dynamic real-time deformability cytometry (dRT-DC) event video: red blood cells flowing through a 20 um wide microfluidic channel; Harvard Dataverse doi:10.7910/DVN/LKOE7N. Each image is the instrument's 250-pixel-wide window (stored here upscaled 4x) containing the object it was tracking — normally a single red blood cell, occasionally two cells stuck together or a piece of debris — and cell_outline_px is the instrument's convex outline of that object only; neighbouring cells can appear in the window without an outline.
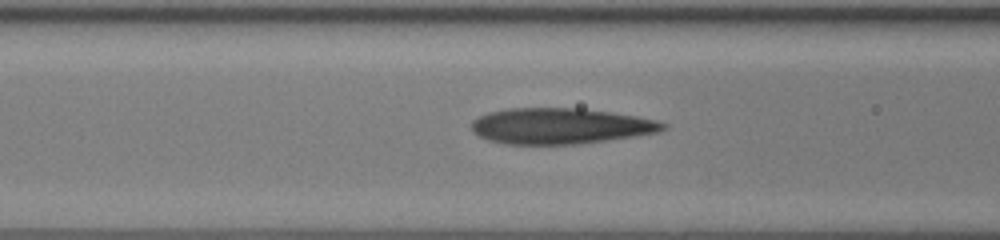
{"species": "human", "species_latin": "Homo sapiens", "temperature_condition": "room temperature", "stored_images_in_passage": 37, "camera_frame_rate_fps": 3000, "um_per_image_px": 0.085, "donor": {"sex": "female"}, "frame": {"image": 1, "passage_image": 6, "time_ms": 1.667, "image_size_px": [1000, 240], "cell_outline_px": [[668, 128], [660, 132], [636, 136], [580, 144], [504, 144], [488, 140], [472, 132], [472, 120], [488, 112], [508, 108], [580, 108], [636, 116], [656, 120], [668, 124]], "centroid_in_image_um": [47.65, 10.71], "position_along_channel_um": 119.0, "area_um2": 40.17}}
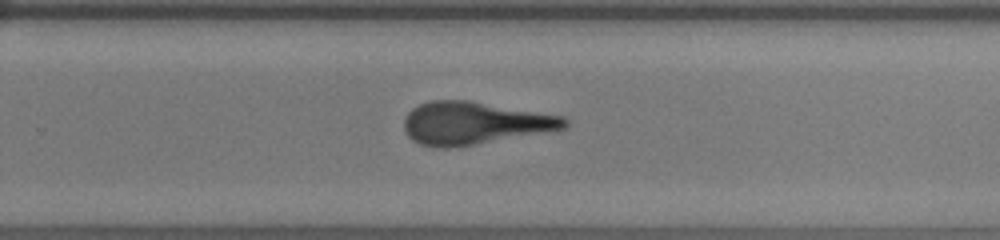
{"frame": {"image": 2, "passage_image": 19, "time_ms": 6.0, "image_size_px": [1000, 240], "cell_outline_px": [[568, 124], [564, 128], [556, 132], [476, 144], [448, 148], [436, 148], [420, 144], [412, 140], [404, 132], [404, 120], [408, 112], [412, 108], [420, 104], [432, 100], [468, 100], [564, 116], [568, 120]], "centroid_in_image_um": [40.36, 10.48], "position_along_channel_um": 289.4, "area_um2": 40.4}}
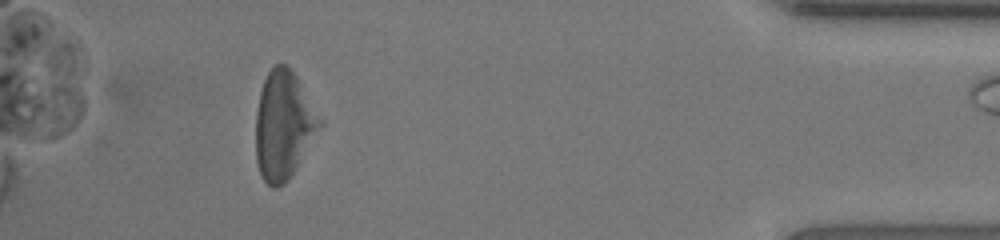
{"frame": {"image": 3, "passage_image": 32, "time_ms": 10.333, "image_size_px": [1000, 240], "cell_outline_px": [[324, 124], [296, 168], [288, 180], [284, 184], [276, 188], [272, 188], [260, 176], [256, 160], [256, 112], [260, 92], [264, 80], [268, 72], [276, 64], [284, 64], [292, 72], [324, 120]], "centroid_in_image_um": [24.11, 10.69], "position_along_channel_um": 411.1, "area_um2": 40.29}, "authors_computed_cell_mechanics": {"area_um2": 40.5756, "velocity_mm_per_s": 3.9396, "shape_relaxation_time_tau1_ms": 6.6799, "shape_relaxation_time_tau2_ms": 2.3923, "deformation_change_tau1": 0.2019, "deformation_change_tau2": 0.1153}}